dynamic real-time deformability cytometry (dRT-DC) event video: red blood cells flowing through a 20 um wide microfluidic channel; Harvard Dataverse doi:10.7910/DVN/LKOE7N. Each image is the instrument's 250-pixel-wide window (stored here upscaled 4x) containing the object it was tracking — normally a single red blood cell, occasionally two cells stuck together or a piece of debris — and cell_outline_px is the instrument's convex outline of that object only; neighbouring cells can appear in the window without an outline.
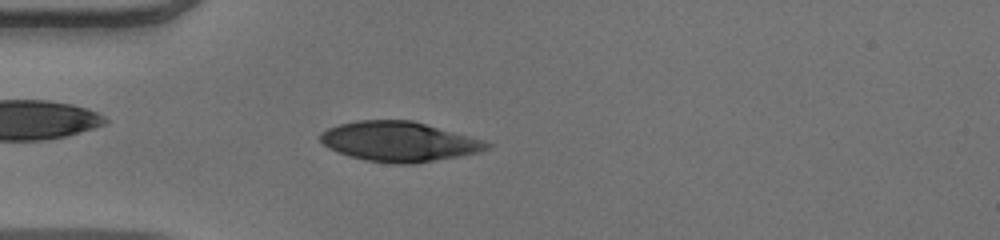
{"species": "human", "species_latin": "Homo sapiens", "temperature_condition": "warm", "stored_images_in_passage": 49, "camera_frame_rate_fps": 3000, "um_per_image_px": 0.085, "donor": {"sex": "male"}, "frame": {"image": 1, "passage_image": 13, "time_ms": 4.0, "image_size_px": [1000, 240], "cell_outline_px": [[492, 148], [480, 152], [460, 156], [412, 164], [396, 164], [364, 160], [328, 148], [320, 140], [320, 132], [328, 128], [340, 124], [356, 120], [412, 120], [484, 140], [492, 144]], "centroid_in_image_um": [33.95, 12.03], "position_along_channel_um": 51.1, "area_um2": 38.61}}
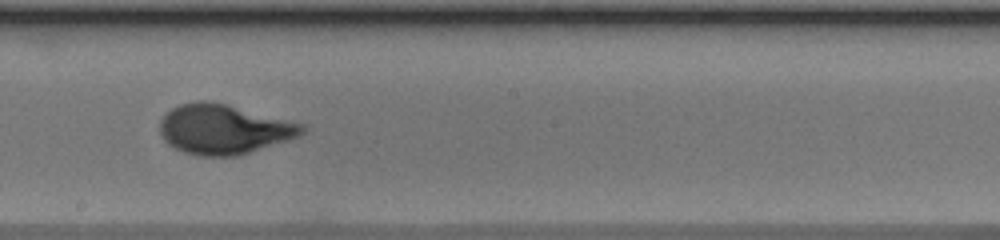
{"frame": {"image": 2, "passage_image": 27, "time_ms": 8.667, "image_size_px": [1000, 240], "cell_outline_px": [[308, 128], [300, 136], [288, 140], [236, 156], [200, 156], [184, 152], [168, 144], [164, 140], [160, 132], [160, 120], [172, 108], [180, 104], [196, 100], [208, 100], [304, 124]], "centroid_in_image_um": [19.01, 10.99], "position_along_channel_um": 229.2, "area_um2": 40.92}}
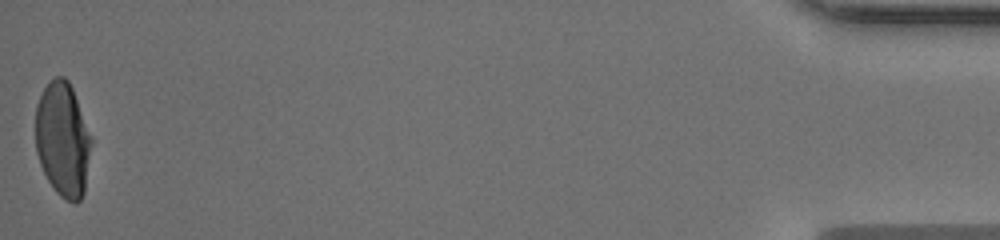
{"frame": {"image": 3, "passage_image": 49, "time_ms": 16.0, "image_size_px": [1000, 240], "cell_outline_px": [[92, 140], [84, 192], [80, 200], [76, 204], [72, 204], [60, 196], [56, 192], [48, 180], [40, 164], [36, 152], [36, 104], [44, 88], [56, 76], [64, 76], [68, 80], [72, 88], [92, 136]], "centroid_in_image_um": [5.34, 11.87], "position_along_channel_um": 429.9, "area_um2": 37.28}, "authors_computed_cell_mechanics": {"area_um2": 38.726, "velocity_mm_per_s": 4.052, "shape_relaxation_time_tau1_ms": 7.2159, "shape_relaxation_time_tau2_ms": null, "deformation_change_tau1": 0.2963, "deformation_change_tau2": null}}